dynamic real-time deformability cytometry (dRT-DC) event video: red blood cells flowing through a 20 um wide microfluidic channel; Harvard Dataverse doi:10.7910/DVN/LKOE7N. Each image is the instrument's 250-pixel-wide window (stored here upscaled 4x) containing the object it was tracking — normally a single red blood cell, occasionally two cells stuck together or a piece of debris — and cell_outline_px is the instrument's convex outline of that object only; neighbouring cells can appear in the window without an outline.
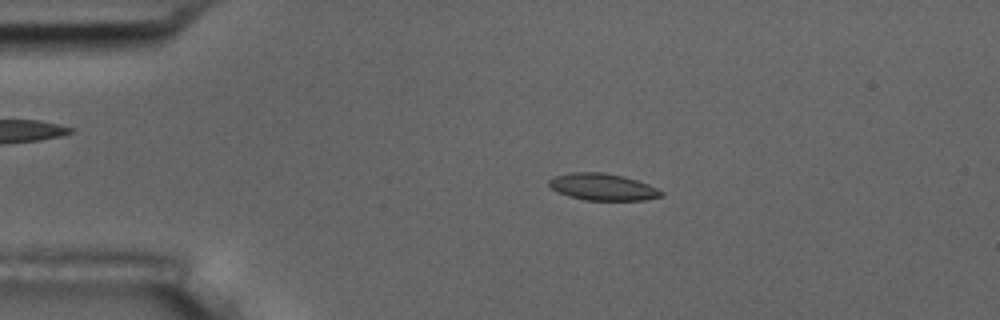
{"species": "common noctule bat (a hibernating species)", "species_latin": "Nyctalus noctula", "temperature_condition": "room temperature", "stored_images_in_passage": 55, "camera_frame_rate_fps": 3000, "um_per_image_px": 0.085, "animal": {"sex": "male", "body_mass_g": 17.5, "forearm_length_mm": 52.3}, "frame": {"image": 1, "passage_image": 11, "time_ms": 3.333, "image_size_px": [1000, 320], "cell_outline_px": [[664, 196], [644, 200], [584, 200], [568, 196], [552, 188], [548, 184], [548, 180], [552, 176], [568, 172], [604, 172], [624, 176], [648, 184], [664, 192]], "centroid_in_image_um": [51.22, 15.88], "position_along_channel_um": 33.8, "area_um2": 17.69}}
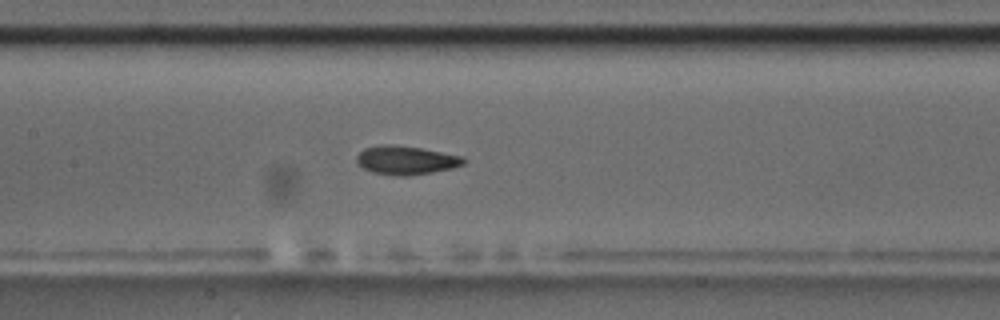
{"frame": {"image": 2, "passage_image": 26, "time_ms": 8.333, "image_size_px": [1000, 320], "cell_outline_px": [[464, 164], [452, 168], [432, 172], [408, 176], [396, 176], [372, 172], [364, 168], [356, 160], [356, 156], [364, 148], [380, 144], [392, 144], [420, 148], [464, 156]], "centroid_in_image_um": [34.5, 13.61], "position_along_channel_um": 172.9, "area_um2": 17.86}}
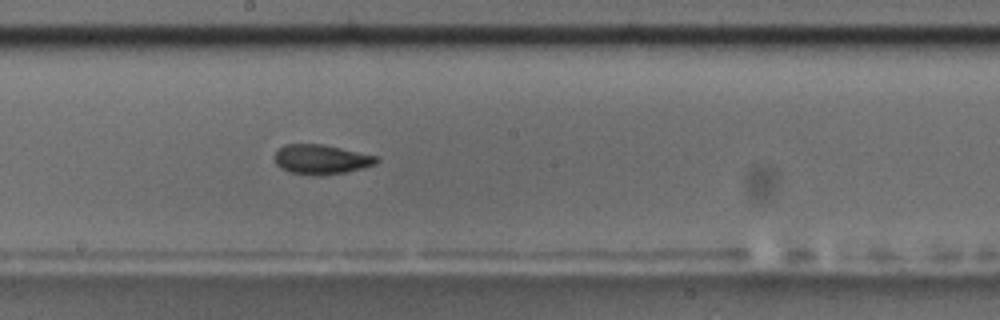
{"frame": {"image": 3, "passage_image": 30, "time_ms": 9.667, "image_size_px": [1000, 320], "cell_outline_px": [[380, 160], [376, 164], [344, 172], [320, 176], [316, 176], [288, 172], [280, 168], [276, 164], [272, 156], [284, 144], [324, 144], [376, 156]], "centroid_in_image_um": [27.25, 13.55], "position_along_channel_um": 221.0, "area_um2": 17.69}, "authors_computed_cell_mechanics": {"area_um2": 17.5134, "velocity_mm_per_s": 3.6244, "shape_relaxation_time_tau1_ms": 4.6351, "shape_relaxation_time_tau2_ms": 1.6064, "deformation_change_tau1": 0.1334, "deformation_change_tau2": 0.0624}}